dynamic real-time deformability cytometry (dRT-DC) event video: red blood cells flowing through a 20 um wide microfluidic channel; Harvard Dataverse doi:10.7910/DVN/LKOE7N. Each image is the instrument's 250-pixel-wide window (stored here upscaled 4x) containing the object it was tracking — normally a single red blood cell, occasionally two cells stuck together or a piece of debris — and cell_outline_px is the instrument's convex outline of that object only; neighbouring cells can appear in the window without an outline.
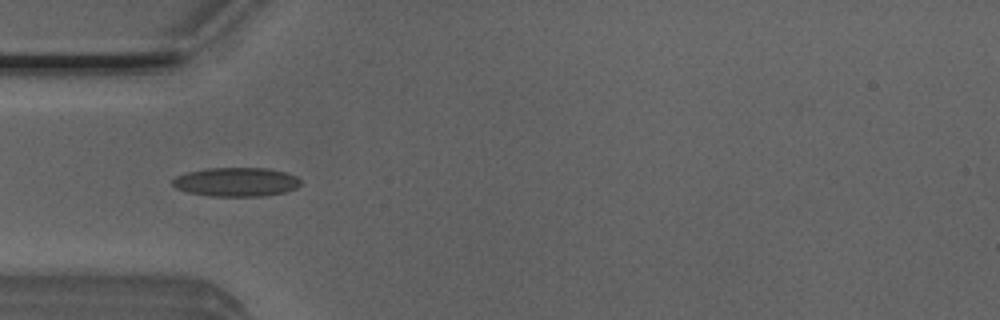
{"species": "Egyptian fruit bat (a non-hibernating species)", "species_latin": "Rousettus aegyptiacus", "temperature_condition": "room temperature", "stored_images_in_passage": 7, "camera_frame_rate_fps": 3000, "um_per_image_px": 0.085, "animal": {"sex": "male"}, "frame": {"image": 1, "passage_image": 5, "time_ms": 1.333, "image_size_px": [1000, 320], "cell_outline_px": [[300, 184], [296, 188], [284, 192], [264, 196], [208, 196], [188, 192], [176, 188], [172, 184], [172, 180], [176, 176], [188, 172], [208, 168], [268, 168], [284, 172], [296, 176], [300, 180]], "centroid_in_image_um": [20.07, 15.47], "position_along_channel_um": 64.9, "area_um2": 21.56}}